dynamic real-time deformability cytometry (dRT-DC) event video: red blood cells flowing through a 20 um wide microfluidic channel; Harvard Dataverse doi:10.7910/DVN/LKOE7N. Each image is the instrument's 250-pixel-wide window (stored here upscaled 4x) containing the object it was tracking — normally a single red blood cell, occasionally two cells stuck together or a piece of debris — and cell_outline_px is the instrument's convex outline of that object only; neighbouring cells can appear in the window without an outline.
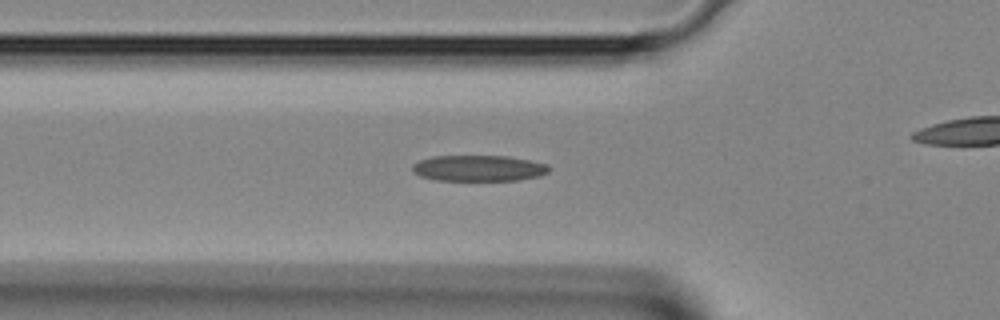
{"species": "Egyptian fruit bat (a non-hibernating species)", "species_latin": "Rousettus aegyptiacus", "temperature_condition": "room temperature", "stored_images_in_passage": 28, "camera_frame_rate_fps": 3000, "um_per_image_px": 0.085, "animal": {"sex": "female"}, "frame": {"image": 1, "passage_image": 9, "time_ms": 2.667, "image_size_px": [1000, 320], "cell_outline_px": [[552, 168], [548, 172], [540, 176], [516, 180], [436, 180], [420, 176], [412, 172], [412, 164], [420, 160], [432, 156], [508, 156], [548, 164]], "centroid_in_image_um": [40.68, 14.29], "position_along_channel_um": 85.1, "area_um2": 20.75}}
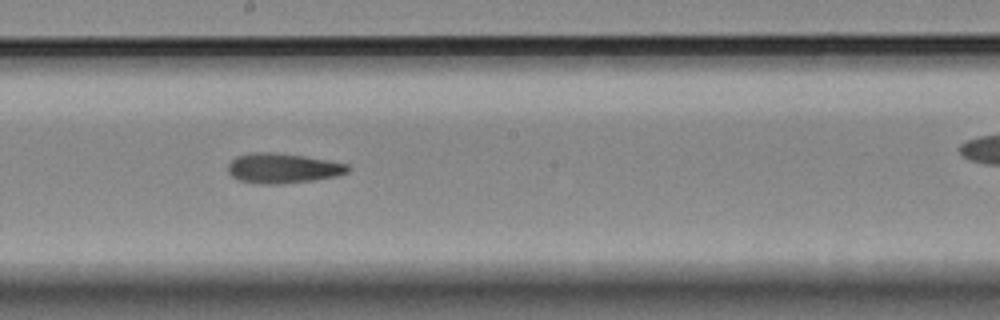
{"frame": {"image": 2, "passage_image": 17, "time_ms": 5.333, "image_size_px": [1000, 320], "cell_outline_px": [[352, 168], [348, 172], [336, 176], [312, 180], [284, 184], [256, 184], [236, 180], [228, 172], [228, 164], [236, 156], [252, 152], [272, 152], [304, 156], [348, 164]], "centroid_in_image_um": [24.01, 14.31], "position_along_channel_um": 224.2, "area_um2": 21.1}}
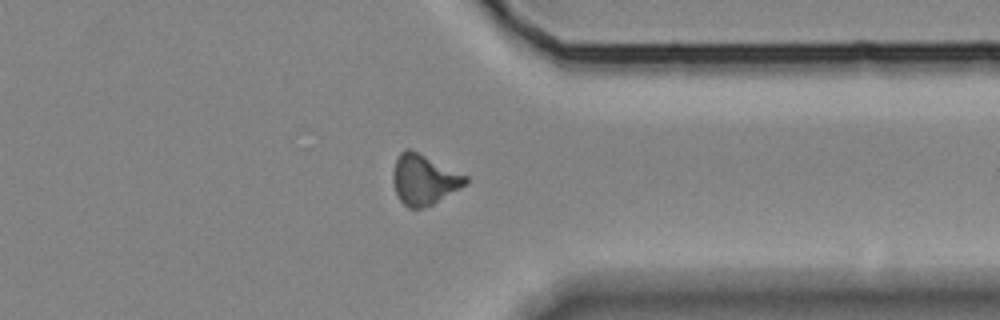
{"frame": {"image": 3, "passage_image": 26, "time_ms": 8.333, "image_size_px": [1000, 320], "cell_outline_px": [[468, 180], [460, 188], [432, 204], [424, 208], [408, 208], [400, 200], [396, 192], [392, 180], [392, 172], [396, 160], [400, 152], [408, 148], [468, 176]], "centroid_in_image_um": [36.01, 15.27], "position_along_channel_um": 375.4, "area_um2": 20.87}}